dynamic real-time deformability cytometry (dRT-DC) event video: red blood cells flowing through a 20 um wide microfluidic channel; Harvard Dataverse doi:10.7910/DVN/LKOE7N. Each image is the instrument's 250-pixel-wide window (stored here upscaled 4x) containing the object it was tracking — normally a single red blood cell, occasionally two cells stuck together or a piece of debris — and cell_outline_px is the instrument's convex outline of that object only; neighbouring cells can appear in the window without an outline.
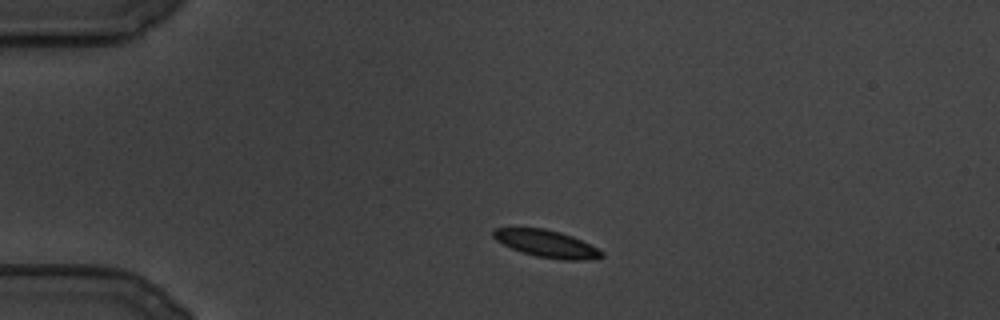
{"species": "common noctule bat (a hibernating species)", "species_latin": "Nyctalus noctula", "temperature_condition": "cold", "stored_images_in_passage": 93, "camera_frame_rate_fps": 3000, "um_per_image_px": 0.085, "animal": {"sex": "male", "body_mass_g": 19.5, "forearm_length_mm": 54.6}, "frame": {"image": 1, "passage_image": 1, "time_ms": 0.0, "image_size_px": [1000, 320], "cell_outline_px": [[604, 256], [596, 260], [560, 260], [536, 256], [512, 248], [496, 240], [492, 236], [492, 228], [544, 228], [560, 232], [572, 236], [604, 252]], "centroid_in_image_um": [46.48, 20.72], "position_along_channel_um": 38.5, "area_um2": 17.11}}
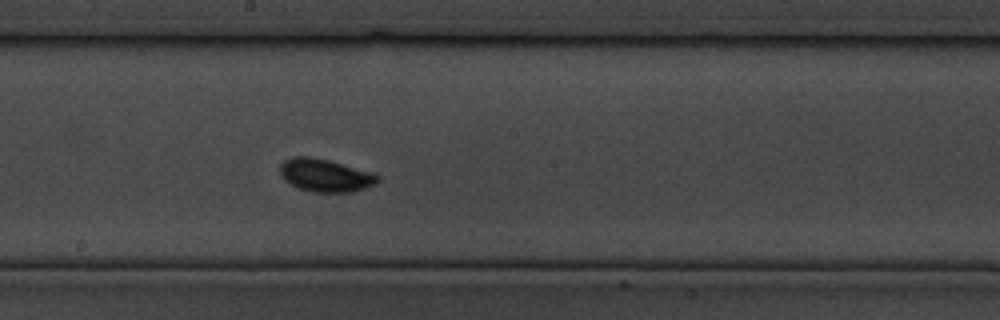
{"frame": {"image": 2, "passage_image": 40, "time_ms": 13.0, "image_size_px": [1000, 320], "cell_outline_px": [[380, 180], [376, 184], [352, 192], [312, 192], [300, 188], [284, 180], [280, 172], [280, 164], [284, 160], [292, 156], [308, 156], [328, 160], [372, 172], [380, 176]], "centroid_in_image_um": [27.65, 14.9], "position_along_channel_um": 220.5, "area_um2": 18.67}}
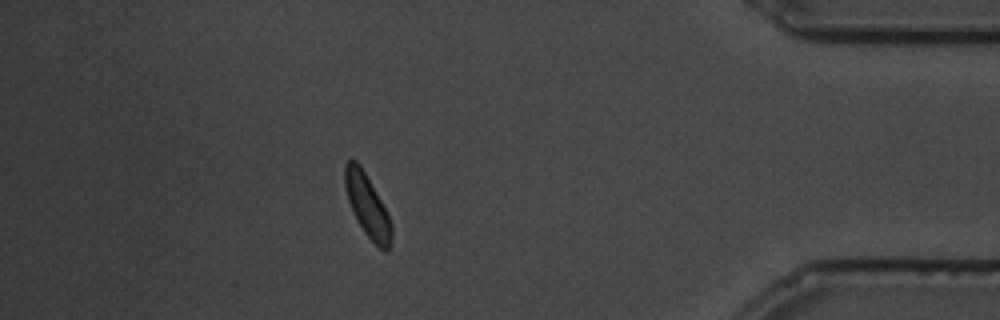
{"frame": {"image": 3, "passage_image": 79, "time_ms": 26.0, "image_size_px": [1000, 320], "cell_outline_px": [[392, 236], [388, 252], [384, 252], [364, 232], [348, 200], [344, 184], [344, 164], [348, 160], [356, 160], [360, 164], [380, 200], [392, 224]], "centroid_in_image_um": [31.22, 17.47], "position_along_channel_um": 404.0, "area_um2": 16.53}}